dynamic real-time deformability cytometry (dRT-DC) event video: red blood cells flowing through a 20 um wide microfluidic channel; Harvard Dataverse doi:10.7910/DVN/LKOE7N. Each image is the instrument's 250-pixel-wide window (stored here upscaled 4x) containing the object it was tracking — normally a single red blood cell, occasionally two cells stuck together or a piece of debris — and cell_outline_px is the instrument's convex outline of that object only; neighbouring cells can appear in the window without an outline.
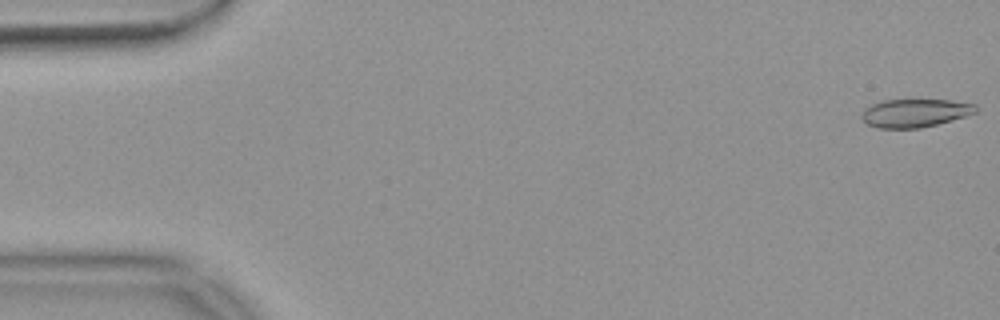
{"species": "common noctule bat (a hibernating species)", "species_latin": "Nyctalus noctula", "temperature_condition": "warm", "stored_images_in_passage": 54, "camera_frame_rate_fps": 3000, "um_per_image_px": 0.085, "animal": {"sex": "female", "body_mass_g": 18.4}, "frame": {"image": 1, "passage_image": 1, "time_ms": 0.0, "image_size_px": [1000, 320], "cell_outline_px": [[976, 112], [964, 116], [936, 124], [920, 128], [876, 128], [868, 124], [860, 116], [864, 108], [880, 100], [908, 96], [952, 100], [976, 104]], "centroid_in_image_um": [77.72, 9.53], "position_along_channel_um": 7.3, "area_um2": 19.71}}
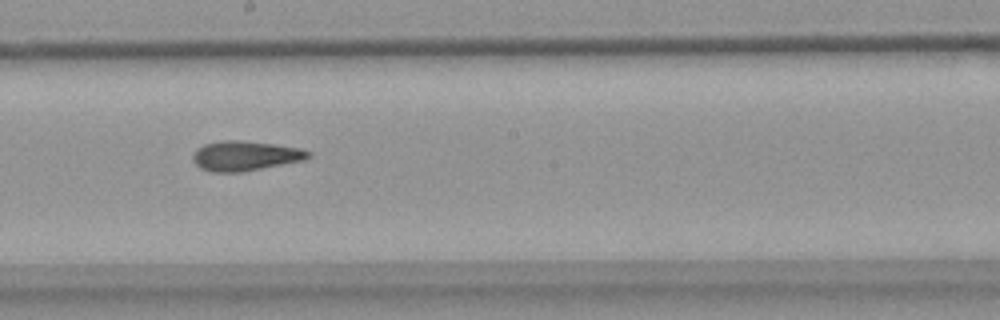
{"frame": {"image": 2, "passage_image": 30, "time_ms": 9.667, "image_size_px": [1000, 320], "cell_outline_px": [[312, 156], [304, 160], [240, 172], [212, 172], [200, 168], [192, 160], [192, 156], [196, 148], [204, 144], [220, 140], [240, 140], [272, 144], [300, 148], [312, 152]], "centroid_in_image_um": [20.82, 13.24], "position_along_channel_um": 227.4, "area_um2": 20.06}}
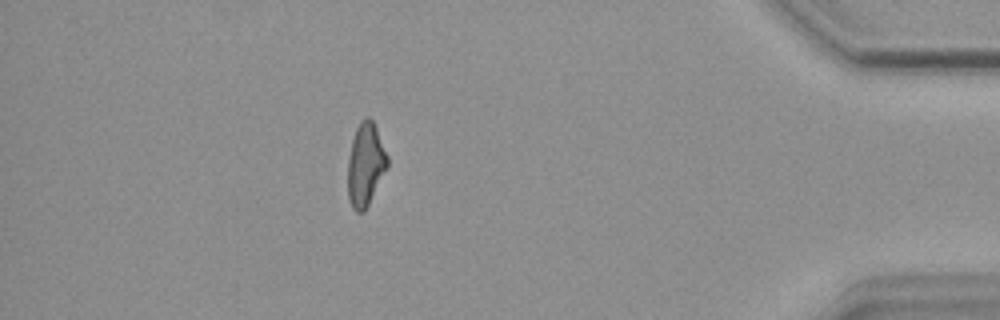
{"frame": {"image": 3, "passage_image": 48, "time_ms": 15.667, "image_size_px": [1000, 320], "cell_outline_px": [[388, 168], [364, 212], [356, 212], [352, 208], [348, 196], [348, 160], [352, 140], [356, 128], [360, 120], [364, 116], [368, 116], [372, 120], [376, 128], [388, 156]], "centroid_in_image_um": [31.07, 13.98], "position_along_channel_um": 404.1, "area_um2": 19.25}, "authors_computed_cell_mechanics": {"area_um2": 19.652, "velocity_mm_per_s": 3.7394, "shape_relaxation_time_tau1_ms": null, "shape_relaxation_time_tau2_ms": 3.8179, "deformation_change_tau1": null, "deformation_change_tau2": 0.1457}}